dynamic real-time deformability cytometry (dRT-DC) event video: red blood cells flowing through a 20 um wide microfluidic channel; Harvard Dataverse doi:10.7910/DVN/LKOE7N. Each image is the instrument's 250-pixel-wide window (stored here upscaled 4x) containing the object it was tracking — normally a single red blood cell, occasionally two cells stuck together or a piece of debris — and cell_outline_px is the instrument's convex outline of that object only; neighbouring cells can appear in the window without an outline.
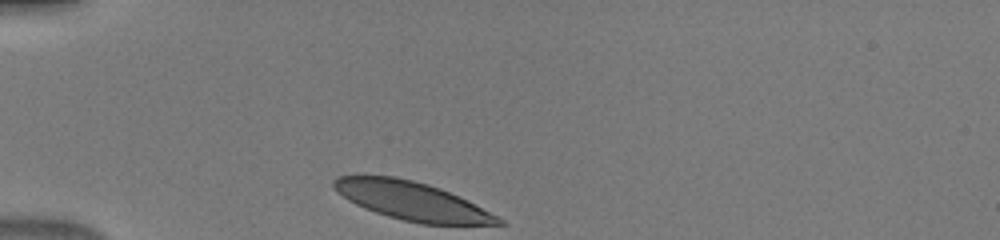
{"species": "human", "species_latin": "Homo sapiens", "temperature_condition": "warm", "stored_images_in_passage": 31, "camera_frame_rate_fps": 3000, "um_per_image_px": 0.085, "donor": {"sex": "male"}, "frame": {"image": 1, "passage_image": 1, "time_ms": 0.0, "image_size_px": [1000, 240], "cell_outline_px": [[508, 224], [420, 224], [388, 216], [364, 208], [348, 200], [336, 192], [332, 184], [332, 180], [336, 176], [396, 176], [428, 184], [440, 188], [504, 220]], "centroid_in_image_um": [34.93, 17.07], "position_along_channel_um": 50.1, "area_um2": 36.13}}
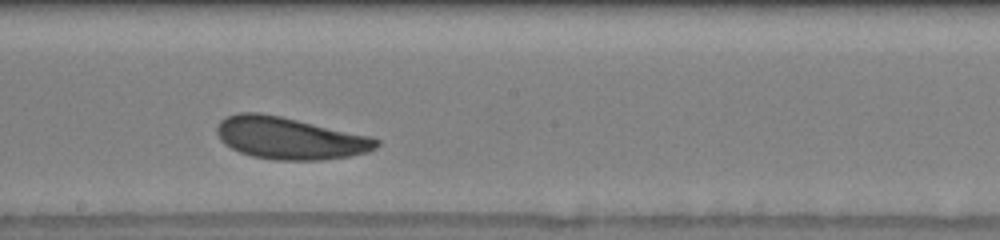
{"frame": {"image": 2, "passage_image": 16, "time_ms": 5.0, "image_size_px": [1000, 240], "cell_outline_px": [[380, 144], [376, 148], [368, 152], [348, 156], [320, 160], [276, 160], [252, 156], [240, 152], [224, 144], [220, 140], [216, 132], [216, 128], [220, 120], [228, 116], [240, 112], [260, 112], [280, 116], [372, 136], [380, 140]], "centroid_in_image_um": [24.63, 11.74], "position_along_channel_um": 223.6, "area_um2": 39.19}}
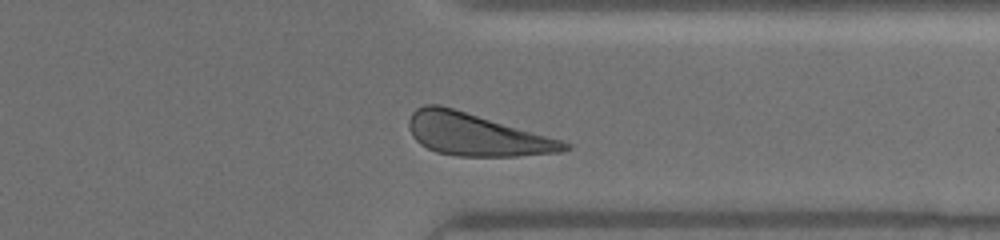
{"frame": {"image": 3, "passage_image": 27, "time_ms": 8.667, "image_size_px": [1000, 240], "cell_outline_px": [[572, 148], [560, 152], [516, 156], [456, 156], [436, 152], [420, 144], [412, 136], [408, 128], [408, 120], [412, 112], [416, 108], [424, 104], [440, 104], [560, 140], [572, 144]], "centroid_in_image_um": [40.43, 11.44], "position_along_channel_um": 371.0, "area_um2": 38.09}}